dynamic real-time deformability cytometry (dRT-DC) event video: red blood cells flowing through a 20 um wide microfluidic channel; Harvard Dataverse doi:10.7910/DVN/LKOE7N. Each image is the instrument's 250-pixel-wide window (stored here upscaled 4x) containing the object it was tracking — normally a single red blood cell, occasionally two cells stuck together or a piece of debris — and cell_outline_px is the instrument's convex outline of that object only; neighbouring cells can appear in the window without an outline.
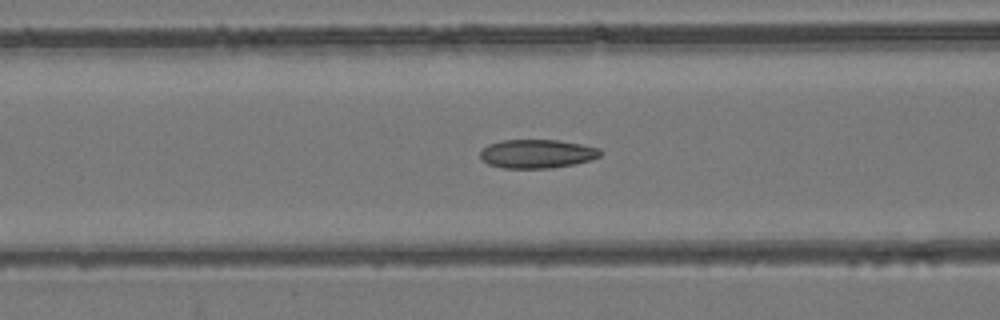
{"species": "common noctule bat (a hibernating species)", "species_latin": "Nyctalus noctula", "temperature_condition": "room temperature", "stored_images_in_passage": 54, "camera_frame_rate_fps": 3000, "um_per_image_px": 0.085, "animal": {"sex": "female", "body_mass_g": 24.6, "forearm_length_mm": 56.2}, "frame": {"image": 1, "passage_image": 22, "time_ms": 7.0, "image_size_px": [1000, 320], "cell_outline_px": [[604, 152], [600, 156], [592, 160], [576, 164], [552, 168], [504, 168], [488, 164], [480, 156], [480, 152], [488, 144], [504, 140], [560, 140], [600, 148]], "centroid_in_image_um": [45.71, 13.07], "position_along_channel_um": 120.9, "area_um2": 20.23}}
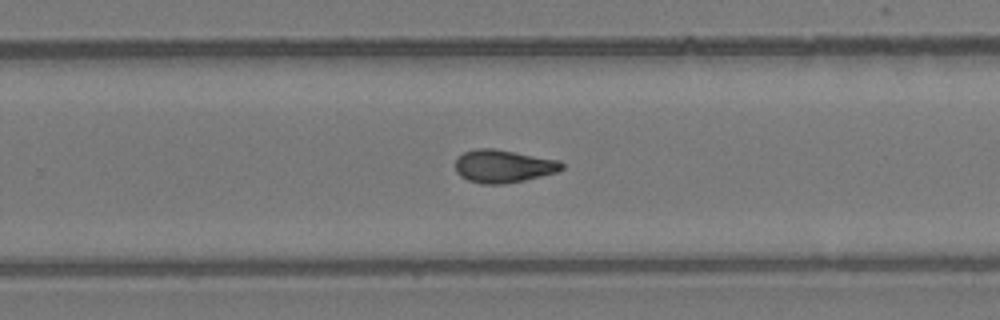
{"frame": {"image": 2, "passage_image": 35, "time_ms": 11.333, "image_size_px": [1000, 320], "cell_outline_px": [[564, 168], [556, 172], [524, 180], [504, 184], [480, 184], [468, 180], [460, 176], [456, 172], [456, 160], [464, 152], [476, 148], [492, 148], [560, 160], [564, 164]], "centroid_in_image_um": [42.78, 14.13], "position_along_channel_um": 287.0, "area_um2": 20.35}}
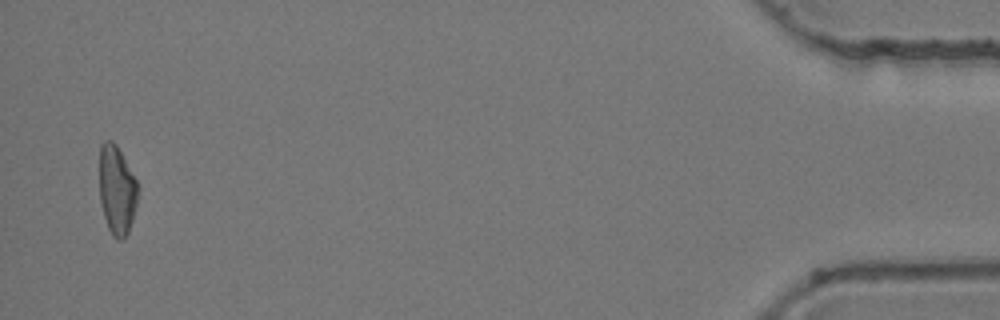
{"frame": {"image": 3, "passage_image": 53, "time_ms": 17.333, "image_size_px": [1000, 320], "cell_outline_px": [[136, 208], [128, 232], [124, 240], [116, 240], [112, 236], [108, 228], [100, 204], [100, 144], [104, 140], [112, 140], [116, 144], [136, 180]], "centroid_in_image_um": [9.91, 16.18], "position_along_channel_um": 425.3, "area_um2": 19.77}, "authors_computed_cell_mechanics": {"area_um2": 20.2589, "velocity_mm_per_s": 3.8337, "shape_relaxation_time_tau1_ms": null, "shape_relaxation_time_tau2_ms": 2.5858, "deformation_change_tau1": null, "deformation_change_tau2": 0.0947}}